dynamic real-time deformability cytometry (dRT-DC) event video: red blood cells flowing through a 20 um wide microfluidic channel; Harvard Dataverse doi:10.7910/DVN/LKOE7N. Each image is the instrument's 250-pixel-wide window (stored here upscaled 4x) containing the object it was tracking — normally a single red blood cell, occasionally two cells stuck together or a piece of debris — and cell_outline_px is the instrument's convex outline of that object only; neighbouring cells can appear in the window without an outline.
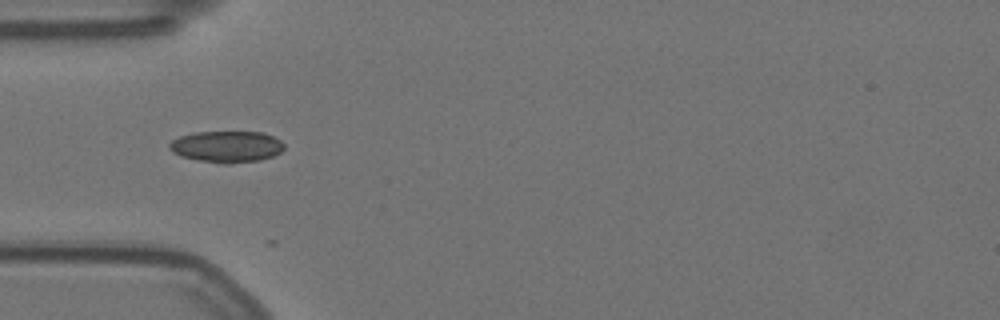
{"species": "Egyptian fruit bat (a non-hibernating species)", "species_latin": "Rousettus aegyptiacus", "temperature_condition": "warm", "stored_images_in_passage": 9, "camera_frame_rate_fps": 3000, "um_per_image_px": 0.085, "animal": {"sex": "female"}, "frame": {"image": 1, "passage_image": 1, "time_ms": 0.0, "image_size_px": [1000, 320], "cell_outline_px": [[284, 148], [280, 152], [272, 156], [260, 160], [228, 164], [224, 164], [200, 160], [180, 156], [172, 152], [168, 148], [168, 144], [172, 140], [180, 136], [196, 132], [264, 132], [280, 140], [284, 144]], "centroid_in_image_um": [19.25, 12.46], "position_along_channel_um": 65.7, "area_um2": 21.04}}
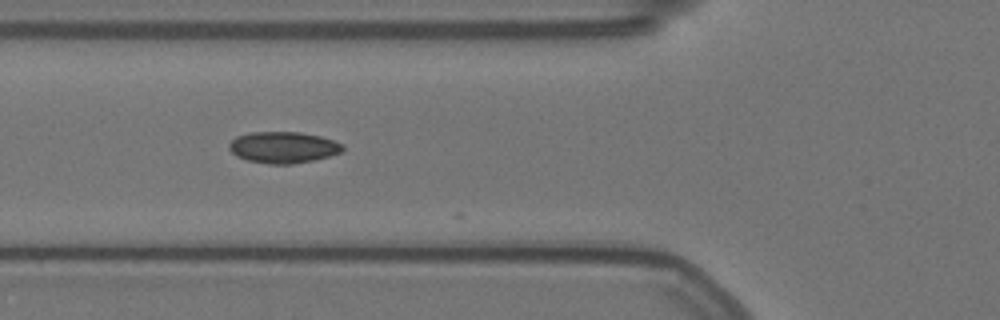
{"frame": {"image": 2, "passage_image": 4, "time_ms": 1.0, "image_size_px": [1000, 320], "cell_outline_px": [[344, 148], [340, 152], [328, 156], [312, 160], [292, 164], [268, 164], [248, 160], [236, 156], [228, 148], [228, 144], [236, 136], [248, 132], [300, 132], [320, 136], [344, 144]], "centroid_in_image_um": [24.04, 12.52], "position_along_channel_um": 101.8, "area_um2": 20.75}}
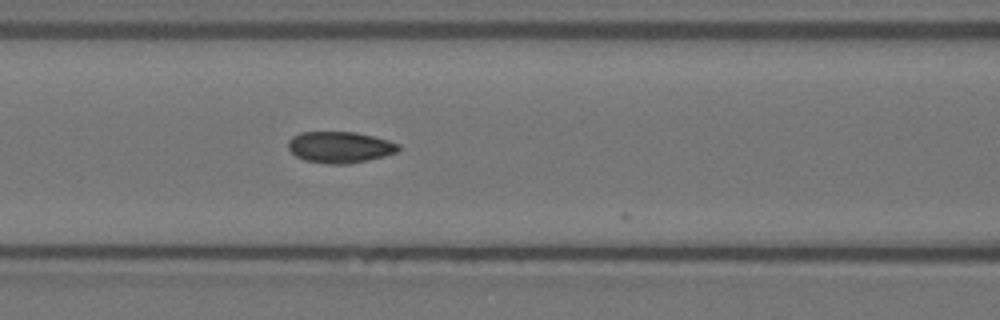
{"frame": {"image": 3, "passage_image": 7, "time_ms": 2.0, "image_size_px": [1000, 320], "cell_outline_px": [[400, 148], [396, 152], [384, 156], [348, 164], [328, 164], [304, 160], [296, 156], [288, 148], [288, 140], [292, 136], [300, 132], [356, 132], [388, 140], [400, 144]], "centroid_in_image_um": [28.87, 12.51], "position_along_channel_um": 137.7, "area_um2": 20.11}}